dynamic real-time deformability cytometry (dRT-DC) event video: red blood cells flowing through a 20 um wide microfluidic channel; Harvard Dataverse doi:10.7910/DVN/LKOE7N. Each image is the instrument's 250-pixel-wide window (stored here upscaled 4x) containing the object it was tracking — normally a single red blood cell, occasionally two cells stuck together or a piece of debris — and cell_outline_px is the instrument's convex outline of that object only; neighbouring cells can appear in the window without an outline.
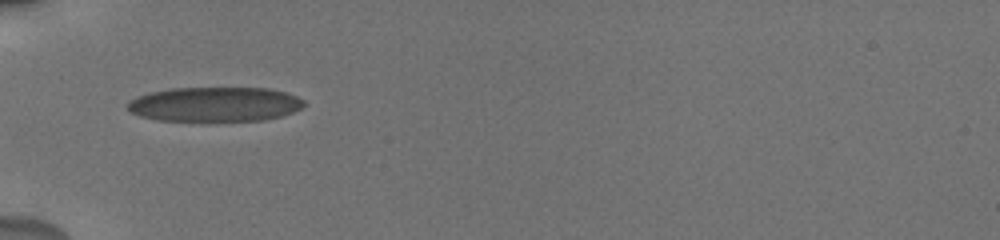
{"species": "human", "species_latin": "Homo sapiens", "temperature_condition": "cold", "stored_images_in_passage": 5, "camera_frame_rate_fps": 3000, "um_per_image_px": 0.085, "donor": {"sex": "male"}, "frame": {"image": 1, "passage_image": 1, "time_ms": 0.0, "image_size_px": [1000, 240], "cell_outline_px": [[304, 104], [300, 108], [292, 112], [280, 116], [264, 120], [200, 124], [156, 120], [140, 116], [128, 112], [128, 100], [136, 96], [148, 92], [172, 88], [268, 88], [284, 92], [296, 96], [304, 100]], "centroid_in_image_um": [18.18, 8.91], "position_along_channel_um": 66.8, "area_um2": 36.99}}
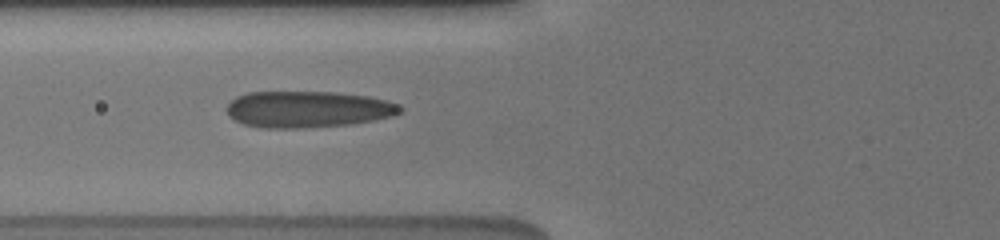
{"frame": {"image": 2, "passage_image": 4, "time_ms": 1.0, "image_size_px": [1000, 240], "cell_outline_px": [[404, 108], [400, 112], [392, 116], [352, 124], [304, 128], [264, 128], [244, 124], [228, 116], [224, 108], [236, 96], [248, 92], [336, 92], [368, 96], [400, 104]], "centroid_in_image_um": [26.14, 9.29], "position_along_channel_um": 99.7, "area_um2": 37.05}}